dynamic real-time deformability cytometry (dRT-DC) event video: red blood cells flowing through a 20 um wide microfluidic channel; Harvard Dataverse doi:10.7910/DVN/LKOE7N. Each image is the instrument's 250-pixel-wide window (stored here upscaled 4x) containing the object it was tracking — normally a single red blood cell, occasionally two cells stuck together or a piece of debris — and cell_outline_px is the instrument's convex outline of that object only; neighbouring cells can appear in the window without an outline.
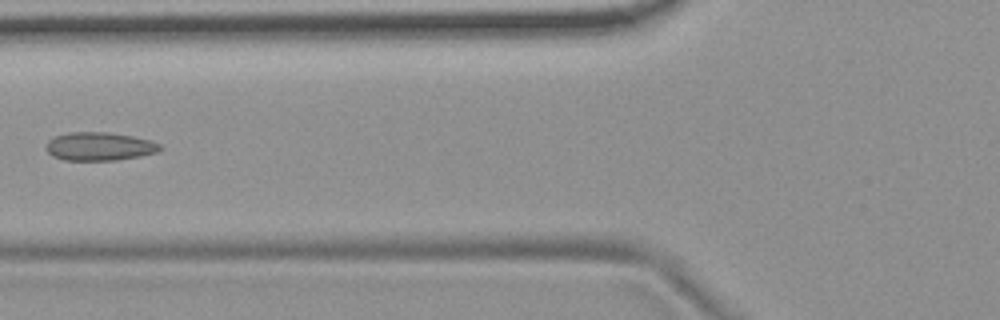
{"species": "common noctule bat (a hibernating species)", "species_latin": "Nyctalus noctula", "temperature_condition": "room temperature", "stored_images_in_passage": 8, "camera_frame_rate_fps": 3000, "um_per_image_px": 0.085, "animal": {"sex": "female", "body_mass_g": 19.9}, "frame": {"image": 1, "passage_image": 7, "time_ms": 7.0, "image_size_px": [1000, 320], "cell_outline_px": [[164, 148], [156, 152], [140, 156], [116, 160], [64, 160], [52, 156], [44, 148], [48, 140], [56, 136], [68, 132], [108, 132], [132, 136], [148, 140], [160, 144]], "centroid_in_image_um": [8.42, 12.44], "position_along_channel_um": 117.4, "area_um2": 18.84}}
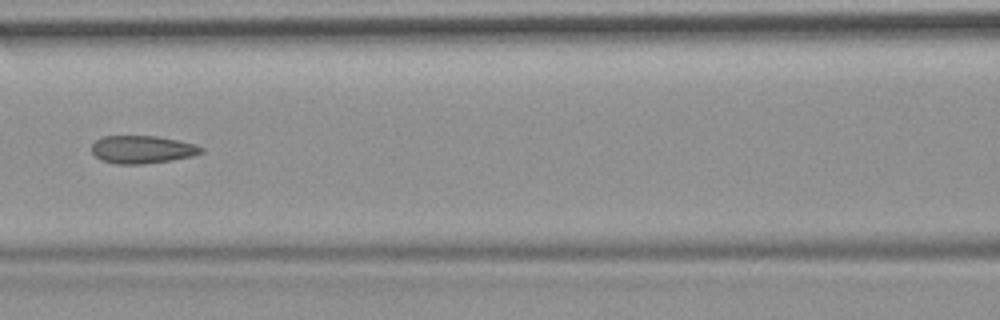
{"frame": {"image": 2, "passage_image": 8, "time_ms": 8.0, "image_size_px": [1000, 320], "cell_outline_px": [[204, 152], [192, 156], [172, 160], [144, 164], [116, 164], [100, 160], [92, 152], [92, 144], [96, 140], [104, 136], [156, 136], [196, 144], [204, 148]], "centroid_in_image_um": [12.1, 12.71], "position_along_channel_um": 154.5, "area_um2": 17.8}}